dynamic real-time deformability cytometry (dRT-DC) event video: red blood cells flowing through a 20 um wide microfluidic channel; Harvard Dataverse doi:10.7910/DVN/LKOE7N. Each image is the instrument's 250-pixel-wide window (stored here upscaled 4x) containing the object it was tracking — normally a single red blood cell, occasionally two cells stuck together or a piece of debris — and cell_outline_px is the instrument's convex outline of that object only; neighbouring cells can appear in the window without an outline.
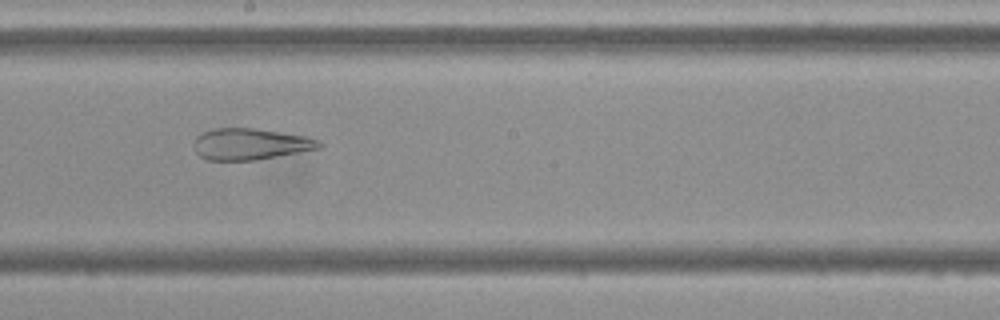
{"species": "Egyptian fruit bat (a non-hibernating species)", "species_latin": "Rousettus aegyptiacus", "temperature_condition": "cold", "stored_images_in_passage": 39, "camera_frame_rate_fps": 3000, "um_per_image_px": 0.085, "frame": {"image": 1, "passage_image": 15, "time_ms": 4.667, "image_size_px": [1000, 320], "cell_outline_px": [[324, 144], [320, 148], [256, 160], [208, 160], [200, 156], [192, 148], [192, 144], [196, 136], [212, 128], [256, 128], [304, 136], [320, 140]], "centroid_in_image_um": [21.24, 12.24], "position_along_channel_um": 227.0, "area_um2": 23.0}}
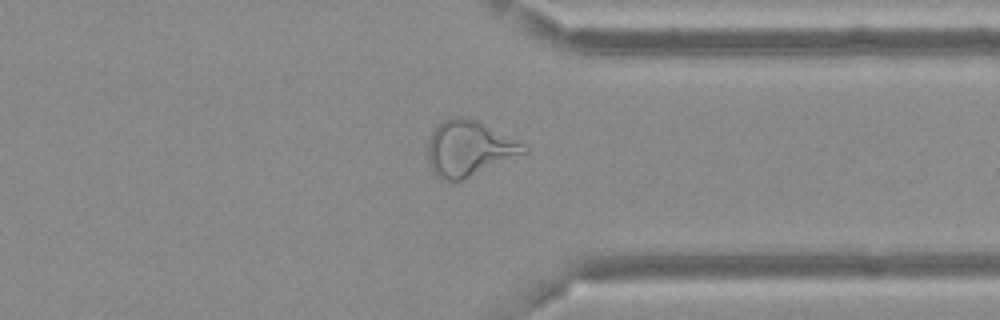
{"frame": {"image": 2, "passage_image": 27, "time_ms": 8.667, "image_size_px": [1000, 320], "cell_outline_px": [[528, 152], [460, 180], [444, 180], [432, 168], [428, 160], [428, 140], [432, 132], [444, 120], [452, 116], [468, 116], [480, 120], [528, 144]], "centroid_in_image_um": [39.94, 12.55], "position_along_channel_um": 371.5, "area_um2": 31.1}}
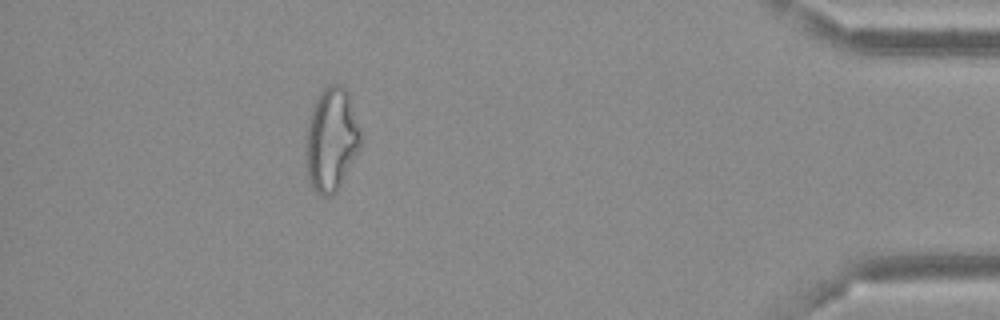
{"frame": {"image": 3, "passage_image": 34, "time_ms": 11.0, "image_size_px": [1000, 320], "cell_outline_px": [[364, 144], [336, 192], [328, 196], [320, 196], [312, 188], [308, 180], [304, 160], [304, 140], [312, 108], [316, 96], [328, 84], [340, 84], [348, 92], [360, 128]], "centroid_in_image_um": [28.16, 11.89], "position_along_channel_um": 407.0, "area_um2": 34.1}, "authors_computed_cell_mechanics": {"area_um2": 28.611, "velocity_mm_per_s": 3.6727, "shape_relaxation_time_tau1_ms": null, "shape_relaxation_time_tau2_ms": 1.9011, "deformation_change_tau1": null, "deformation_change_tau2": 0.1206}}